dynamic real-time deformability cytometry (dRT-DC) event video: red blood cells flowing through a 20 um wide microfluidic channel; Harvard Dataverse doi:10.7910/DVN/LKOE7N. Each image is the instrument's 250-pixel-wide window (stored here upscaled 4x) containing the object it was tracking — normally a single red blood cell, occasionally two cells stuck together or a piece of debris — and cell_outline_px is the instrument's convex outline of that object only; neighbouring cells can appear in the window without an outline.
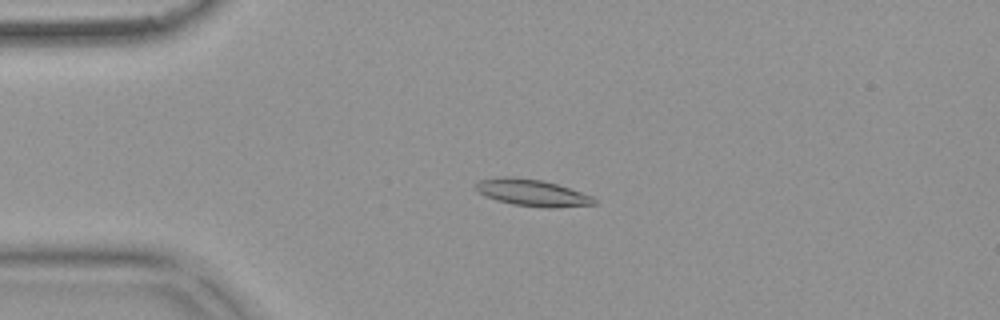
{"species": "common noctule bat (a hibernating species)", "species_latin": "Nyctalus noctula", "temperature_condition": "warm", "stored_images_in_passage": 54, "camera_frame_rate_fps": 3000, "um_per_image_px": 0.085, "animal": {"sex": "female", "body_mass_g": 18.4}, "frame": {"image": 1, "passage_image": 13, "time_ms": 4.0, "image_size_px": [1000, 320], "cell_outline_px": [[596, 204], [556, 208], [544, 208], [512, 204], [496, 200], [484, 196], [476, 188], [476, 184], [480, 180], [504, 176], [512, 176], [544, 180], [592, 196], [596, 200]], "centroid_in_image_um": [45.24, 16.39], "position_along_channel_um": 39.8, "area_um2": 18.44}}
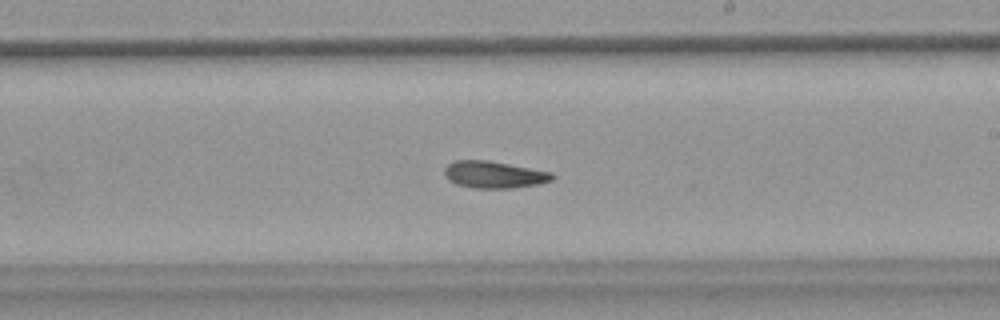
{"frame": {"image": 2, "passage_image": 32, "time_ms": 10.333, "image_size_px": [1000, 320], "cell_outline_px": [[556, 176], [552, 180], [540, 184], [512, 188], [472, 188], [456, 184], [448, 180], [444, 176], [444, 168], [448, 164], [456, 160], [488, 160], [552, 172]], "centroid_in_image_um": [41.99, 14.85], "position_along_channel_um": 247.0, "area_um2": 17.11}}
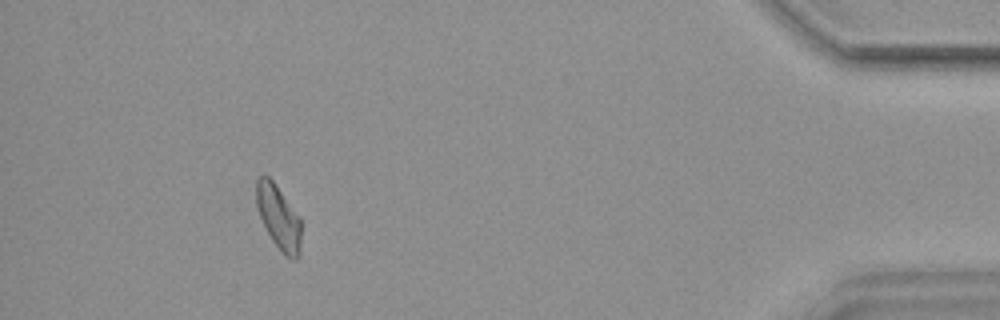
{"frame": {"image": 3, "passage_image": 50, "time_ms": 16.333, "image_size_px": [1000, 320], "cell_outline_px": [[300, 256], [296, 260], [292, 260], [272, 240], [260, 216], [256, 204], [256, 180], [264, 172], [272, 180], [300, 216]], "centroid_in_image_um": [23.68, 18.42], "position_along_channel_um": 411.5, "area_um2": 16.53}, "authors_computed_cell_mechanics": {"area_um2": 17.2822, "velocity_mm_per_s": 3.7365, "shape_relaxation_time_tau1_ms": 10.7201, "shape_relaxation_time_tau2_ms": 9.9293, "deformation_change_tau1": 0.2233, "deformation_change_tau2": 0.1676}}